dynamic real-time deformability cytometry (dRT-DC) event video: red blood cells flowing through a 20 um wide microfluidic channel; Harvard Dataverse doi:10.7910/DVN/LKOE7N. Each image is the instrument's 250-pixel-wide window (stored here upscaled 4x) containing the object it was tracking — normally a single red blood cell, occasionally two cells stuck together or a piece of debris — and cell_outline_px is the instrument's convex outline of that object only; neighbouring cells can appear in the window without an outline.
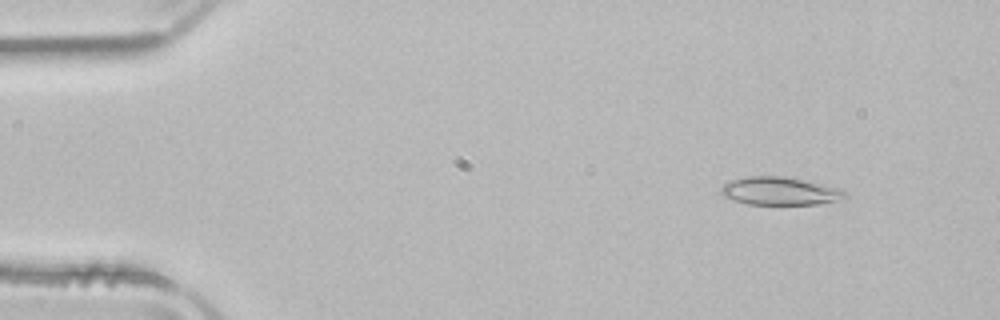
{"species": "common noctule bat (a hibernating species)", "species_latin": "Nyctalus noctula", "temperature_condition": "room temperature", "stored_images_in_passage": 52, "camera_frame_rate_fps": 3000, "um_per_image_px": 0.085, "animal": {"sex": "male", "body_mass_g": 21.5, "forearm_length_mm": 52.0}, "frame": {"image": 1, "passage_image": 6, "time_ms": 1.667, "image_size_px": [1000, 320], "cell_outline_px": [[848, 196], [844, 200], [816, 204], [748, 204], [732, 200], [724, 196], [720, 192], [720, 188], [724, 184], [732, 180], [748, 176], [784, 176], [812, 180], [840, 188]], "centroid_in_image_um": [66.35, 16.23], "position_along_channel_um": 18.6, "area_um2": 20.63}}
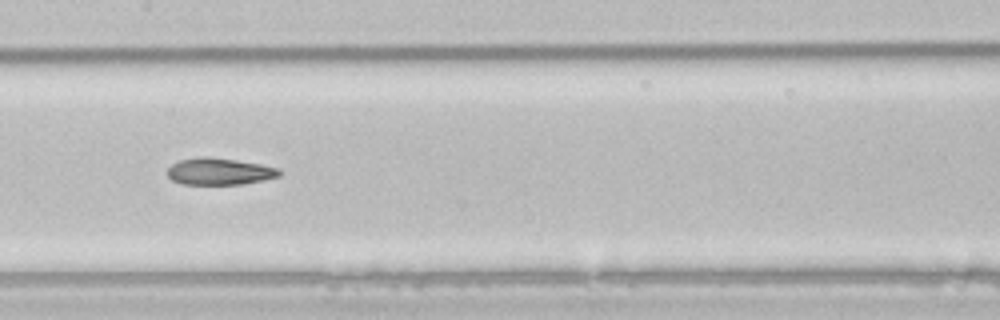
{"frame": {"image": 2, "passage_image": 26, "time_ms": 8.333, "image_size_px": [1000, 320], "cell_outline_px": [[280, 176], [264, 180], [244, 184], [180, 184], [172, 180], [168, 176], [168, 168], [172, 164], [180, 160], [200, 156], [208, 156], [236, 160], [260, 164], [280, 168]], "centroid_in_image_um": [18.65, 14.57], "position_along_channel_um": 188.7, "area_um2": 17.57}}
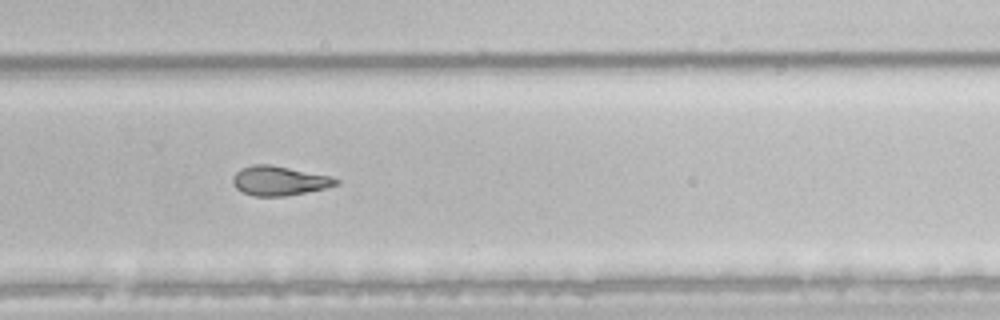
{"frame": {"image": 3, "passage_image": 35, "time_ms": 11.333, "image_size_px": [1000, 320], "cell_outline_px": [[340, 184], [324, 188], [284, 196], [252, 196], [236, 188], [232, 184], [232, 176], [240, 168], [252, 164], [272, 164], [332, 176], [340, 180]], "centroid_in_image_um": [23.72, 15.34], "position_along_channel_um": 306.1, "area_um2": 17.86}, "authors_computed_cell_mechanics": {"area_um2": 20.0566, "velocity_mm_per_s": 3.9264, "shape_relaxation_time_tau1_ms": null, "shape_relaxation_time_tau2_ms": 2.8264, "deformation_change_tau1": null, "deformation_change_tau2": 0.1071}}